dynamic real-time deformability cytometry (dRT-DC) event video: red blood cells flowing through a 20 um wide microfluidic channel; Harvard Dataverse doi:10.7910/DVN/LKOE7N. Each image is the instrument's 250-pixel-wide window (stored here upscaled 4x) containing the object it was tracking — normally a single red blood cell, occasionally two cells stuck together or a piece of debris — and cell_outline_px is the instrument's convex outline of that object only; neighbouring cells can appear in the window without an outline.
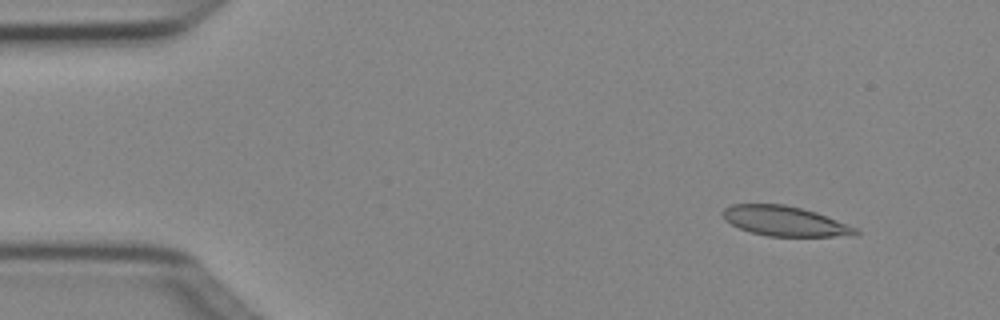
{"species": "Egyptian fruit bat (a non-hibernating species)", "species_latin": "Rousettus aegyptiacus", "temperature_condition": "cold", "stored_images_in_passage": 6, "camera_frame_rate_fps": 3000, "um_per_image_px": 0.085, "animal": {"sex": "female"}, "frame": {"image": 1, "passage_image": 1, "time_ms": 0.0, "image_size_px": [1000, 320], "cell_outline_px": [[860, 232], [856, 236], [768, 236], [752, 232], [740, 228], [724, 220], [724, 208], [732, 204], [784, 204], [816, 212], [856, 228]], "centroid_in_image_um": [66.72, 18.8], "position_along_channel_um": 18.3, "area_um2": 22.83}}
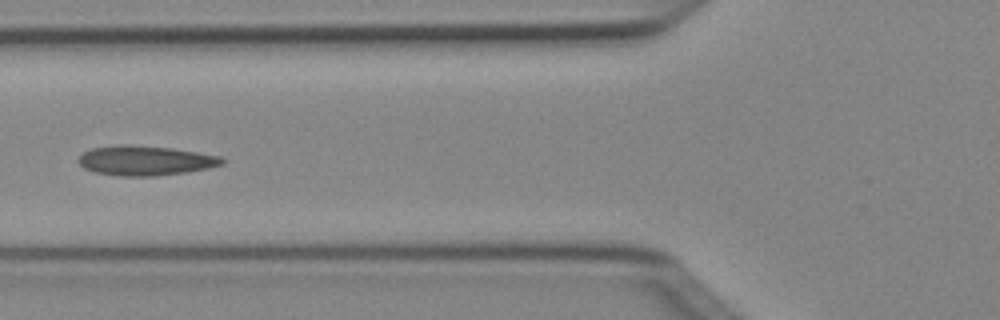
{"frame": {"image": 2, "passage_image": 5, "time_ms": 1.333, "image_size_px": [1000, 320], "cell_outline_px": [[228, 160], [224, 164], [208, 168], [188, 172], [156, 176], [120, 176], [92, 172], [84, 168], [76, 160], [84, 152], [92, 148], [120, 144], [128, 144], [172, 148], [220, 156]], "centroid_in_image_um": [12.36, 13.65], "position_along_channel_um": 113.4, "area_um2": 25.14}}
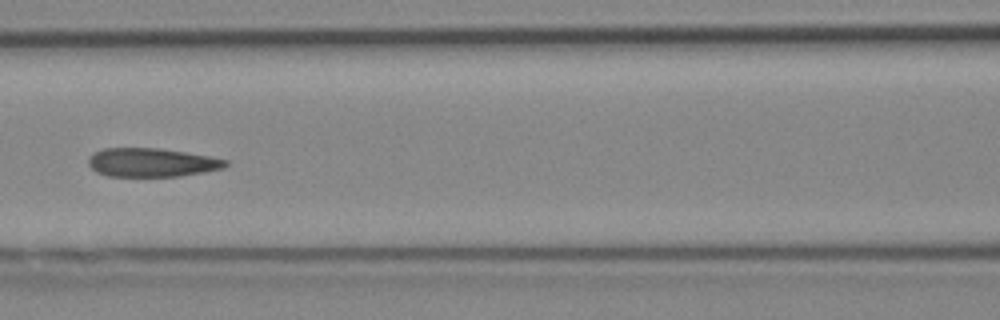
{"frame": {"image": 3, "passage_image": 6, "time_ms": 1.667, "image_size_px": [1000, 320], "cell_outline_px": [[228, 164], [224, 168], [204, 172], [180, 176], [108, 176], [96, 172], [88, 164], [88, 156], [92, 152], [104, 148], [160, 148], [208, 156], [228, 160]], "centroid_in_image_um": [12.86, 13.81], "position_along_channel_um": 153.7, "area_um2": 23.0}}